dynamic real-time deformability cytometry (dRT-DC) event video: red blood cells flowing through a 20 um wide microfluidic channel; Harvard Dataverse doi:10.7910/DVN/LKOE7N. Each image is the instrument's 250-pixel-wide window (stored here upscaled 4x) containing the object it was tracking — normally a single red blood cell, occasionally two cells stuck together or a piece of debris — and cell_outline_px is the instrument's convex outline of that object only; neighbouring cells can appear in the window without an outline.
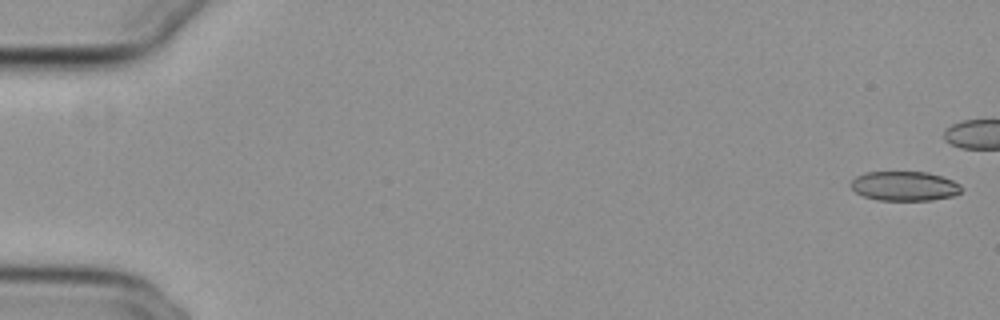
{"species": "common noctule bat (a hibernating species)", "species_latin": "Nyctalus noctula", "temperature_condition": "cold", "stored_images_in_passage": 35, "camera_frame_rate_fps": 3000, "um_per_image_px": 0.085, "animal": {"sex": "female", "body_mass_g": 29.2, "forearm_length_mm": 56.3}, "frame": {"image": 1, "passage_image": 2, "time_ms": 0.333, "image_size_px": [1000, 320], "cell_outline_px": [[964, 188], [960, 192], [952, 196], [932, 200], [876, 200], [864, 196], [856, 192], [852, 188], [852, 180], [856, 176], [864, 172], [928, 172], [952, 180], [960, 184]], "centroid_in_image_um": [76.9, 15.81], "position_along_channel_um": 8.1, "area_um2": 18.96}}
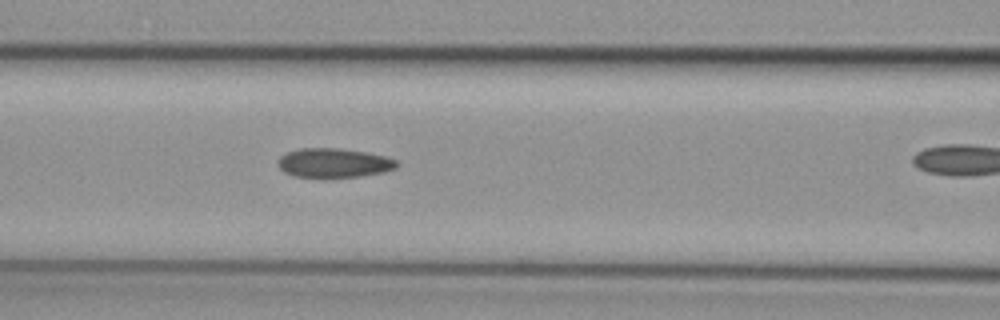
{"frame": {"image": 2, "passage_image": 25, "time_ms": 8.0, "image_size_px": [1000, 320], "cell_outline_px": [[400, 164], [396, 168], [384, 172], [360, 176], [324, 180], [292, 176], [284, 172], [276, 164], [276, 160], [280, 156], [288, 152], [300, 148], [340, 148], [364, 152], [384, 156], [396, 160]], "centroid_in_image_um": [28.32, 13.89], "position_along_channel_um": 138.3, "area_um2": 21.04}}
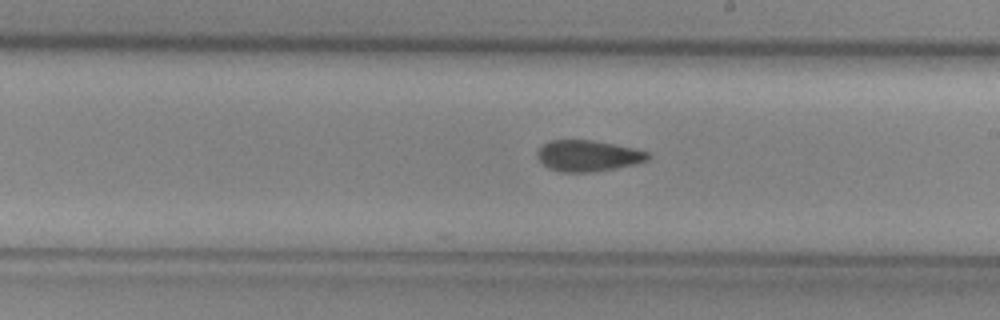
{"frame": {"image": 3, "passage_image": 33, "time_ms": 10.667, "image_size_px": [1000, 320], "cell_outline_px": [[648, 160], [636, 164], [616, 168], [588, 172], [560, 172], [548, 168], [536, 156], [536, 152], [548, 140], [592, 140], [632, 148], [648, 152]], "centroid_in_image_um": [49.94, 13.24], "position_along_channel_um": 239.1, "area_um2": 19.88}}